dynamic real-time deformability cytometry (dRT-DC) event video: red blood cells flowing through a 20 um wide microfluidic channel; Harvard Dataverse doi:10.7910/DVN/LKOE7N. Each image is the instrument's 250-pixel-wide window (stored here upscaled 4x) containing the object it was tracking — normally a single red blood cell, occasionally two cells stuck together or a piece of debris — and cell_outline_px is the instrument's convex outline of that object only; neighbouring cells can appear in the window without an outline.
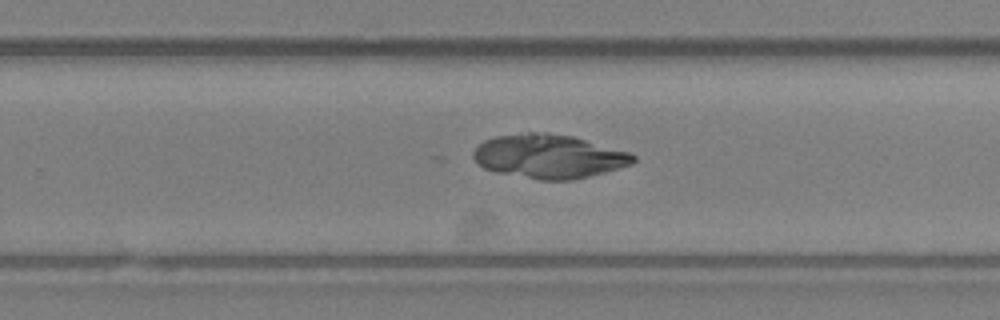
{"species": "Egyptian fruit bat (a non-hibernating species)", "species_latin": "Rousettus aegyptiacus", "temperature_condition": "room temperature", "stored_images_in_passage": 45, "camera_frame_rate_fps": 3000, "um_per_image_px": 0.085, "animal": {"sex": "female"}, "frame": {"image": 1, "passage_image": 29, "time_ms": 9.333, "image_size_px": [1000, 320], "cell_outline_px": [[636, 160], [632, 164], [604, 172], [572, 180], [540, 180], [496, 172], [484, 168], [472, 156], [472, 152], [484, 140], [496, 136], [528, 132], [548, 132], [572, 136], [628, 152], [636, 156]], "centroid_in_image_um": [46.64, 13.28], "position_along_channel_um": 283.2, "area_um2": 40.63}}
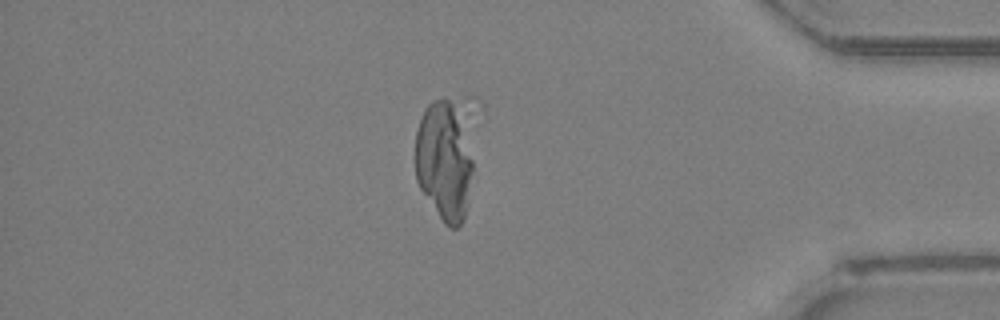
{"frame": {"image": 2, "passage_image": 39, "time_ms": 12.667, "image_size_px": [1000, 320], "cell_outline_px": [[472, 172], [464, 220], [456, 228], [448, 228], [444, 224], [420, 188], [416, 180], [416, 132], [424, 108], [432, 100], [444, 96], [452, 104], [472, 160]], "centroid_in_image_um": [37.69, 13.76], "position_along_channel_um": 397.5, "area_um2": 38.73}}